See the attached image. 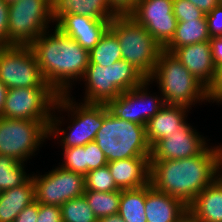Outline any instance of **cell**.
Returning a JSON list of instances; mask_svg holds the SVG:
<instances>
[{
	"label": "cell",
	"instance_id": "37",
	"mask_svg": "<svg viewBox=\"0 0 222 222\" xmlns=\"http://www.w3.org/2000/svg\"><path fill=\"white\" fill-rule=\"evenodd\" d=\"M8 8L5 0H0V41L8 46Z\"/></svg>",
	"mask_w": 222,
	"mask_h": 222
},
{
	"label": "cell",
	"instance_id": "2",
	"mask_svg": "<svg viewBox=\"0 0 222 222\" xmlns=\"http://www.w3.org/2000/svg\"><path fill=\"white\" fill-rule=\"evenodd\" d=\"M30 45L42 77L59 95L69 94L72 83L81 81L90 63L89 52L56 27ZM51 32V33H50Z\"/></svg>",
	"mask_w": 222,
	"mask_h": 222
},
{
	"label": "cell",
	"instance_id": "14",
	"mask_svg": "<svg viewBox=\"0 0 222 222\" xmlns=\"http://www.w3.org/2000/svg\"><path fill=\"white\" fill-rule=\"evenodd\" d=\"M150 84L152 83L145 79L134 89L121 93L108 104L109 110L120 119L145 126L165 105L161 94H150Z\"/></svg>",
	"mask_w": 222,
	"mask_h": 222
},
{
	"label": "cell",
	"instance_id": "24",
	"mask_svg": "<svg viewBox=\"0 0 222 222\" xmlns=\"http://www.w3.org/2000/svg\"><path fill=\"white\" fill-rule=\"evenodd\" d=\"M210 38L206 19L178 22L175 35L164 50L172 53L176 48L210 41Z\"/></svg>",
	"mask_w": 222,
	"mask_h": 222
},
{
	"label": "cell",
	"instance_id": "42",
	"mask_svg": "<svg viewBox=\"0 0 222 222\" xmlns=\"http://www.w3.org/2000/svg\"><path fill=\"white\" fill-rule=\"evenodd\" d=\"M177 222H201L189 209L177 220Z\"/></svg>",
	"mask_w": 222,
	"mask_h": 222
},
{
	"label": "cell",
	"instance_id": "23",
	"mask_svg": "<svg viewBox=\"0 0 222 222\" xmlns=\"http://www.w3.org/2000/svg\"><path fill=\"white\" fill-rule=\"evenodd\" d=\"M34 201L32 177L18 187L0 192V222H14L18 214Z\"/></svg>",
	"mask_w": 222,
	"mask_h": 222
},
{
	"label": "cell",
	"instance_id": "41",
	"mask_svg": "<svg viewBox=\"0 0 222 222\" xmlns=\"http://www.w3.org/2000/svg\"><path fill=\"white\" fill-rule=\"evenodd\" d=\"M198 9H200L204 14L210 13L217 5H219V0H189Z\"/></svg>",
	"mask_w": 222,
	"mask_h": 222
},
{
	"label": "cell",
	"instance_id": "34",
	"mask_svg": "<svg viewBox=\"0 0 222 222\" xmlns=\"http://www.w3.org/2000/svg\"><path fill=\"white\" fill-rule=\"evenodd\" d=\"M36 222H62L61 207L38 203V216Z\"/></svg>",
	"mask_w": 222,
	"mask_h": 222
},
{
	"label": "cell",
	"instance_id": "18",
	"mask_svg": "<svg viewBox=\"0 0 222 222\" xmlns=\"http://www.w3.org/2000/svg\"><path fill=\"white\" fill-rule=\"evenodd\" d=\"M110 174L120 190L136 189L149 184L150 157H132L108 162Z\"/></svg>",
	"mask_w": 222,
	"mask_h": 222
},
{
	"label": "cell",
	"instance_id": "33",
	"mask_svg": "<svg viewBox=\"0 0 222 222\" xmlns=\"http://www.w3.org/2000/svg\"><path fill=\"white\" fill-rule=\"evenodd\" d=\"M86 152V174L94 169L106 166L107 158L95 141L85 145Z\"/></svg>",
	"mask_w": 222,
	"mask_h": 222
},
{
	"label": "cell",
	"instance_id": "6",
	"mask_svg": "<svg viewBox=\"0 0 222 222\" xmlns=\"http://www.w3.org/2000/svg\"><path fill=\"white\" fill-rule=\"evenodd\" d=\"M145 79L137 69L123 59L107 67L89 64L81 80L85 82L86 87L82 101L108 105L121 93L134 89Z\"/></svg>",
	"mask_w": 222,
	"mask_h": 222
},
{
	"label": "cell",
	"instance_id": "35",
	"mask_svg": "<svg viewBox=\"0 0 222 222\" xmlns=\"http://www.w3.org/2000/svg\"><path fill=\"white\" fill-rule=\"evenodd\" d=\"M210 37L222 35V5H217L210 13L205 14Z\"/></svg>",
	"mask_w": 222,
	"mask_h": 222
},
{
	"label": "cell",
	"instance_id": "13",
	"mask_svg": "<svg viewBox=\"0 0 222 222\" xmlns=\"http://www.w3.org/2000/svg\"><path fill=\"white\" fill-rule=\"evenodd\" d=\"M128 15L142 25L163 49L175 35L178 20L173 13V0H138Z\"/></svg>",
	"mask_w": 222,
	"mask_h": 222
},
{
	"label": "cell",
	"instance_id": "30",
	"mask_svg": "<svg viewBox=\"0 0 222 222\" xmlns=\"http://www.w3.org/2000/svg\"><path fill=\"white\" fill-rule=\"evenodd\" d=\"M108 165L89 171L85 175V191H119Z\"/></svg>",
	"mask_w": 222,
	"mask_h": 222
},
{
	"label": "cell",
	"instance_id": "15",
	"mask_svg": "<svg viewBox=\"0 0 222 222\" xmlns=\"http://www.w3.org/2000/svg\"><path fill=\"white\" fill-rule=\"evenodd\" d=\"M209 147L205 137L186 121L177 132L158 140L151 147L150 160L190 158L203 154Z\"/></svg>",
	"mask_w": 222,
	"mask_h": 222
},
{
	"label": "cell",
	"instance_id": "38",
	"mask_svg": "<svg viewBox=\"0 0 222 222\" xmlns=\"http://www.w3.org/2000/svg\"><path fill=\"white\" fill-rule=\"evenodd\" d=\"M37 216L38 202L35 200L18 214L14 222H36Z\"/></svg>",
	"mask_w": 222,
	"mask_h": 222
},
{
	"label": "cell",
	"instance_id": "17",
	"mask_svg": "<svg viewBox=\"0 0 222 222\" xmlns=\"http://www.w3.org/2000/svg\"><path fill=\"white\" fill-rule=\"evenodd\" d=\"M172 54L193 76L210 87L216 75L210 41L176 48Z\"/></svg>",
	"mask_w": 222,
	"mask_h": 222
},
{
	"label": "cell",
	"instance_id": "19",
	"mask_svg": "<svg viewBox=\"0 0 222 222\" xmlns=\"http://www.w3.org/2000/svg\"><path fill=\"white\" fill-rule=\"evenodd\" d=\"M144 207L147 222H177L188 209L180 199L157 191L150 183L145 186Z\"/></svg>",
	"mask_w": 222,
	"mask_h": 222
},
{
	"label": "cell",
	"instance_id": "28",
	"mask_svg": "<svg viewBox=\"0 0 222 222\" xmlns=\"http://www.w3.org/2000/svg\"><path fill=\"white\" fill-rule=\"evenodd\" d=\"M83 195L98 220L118 214L121 190L113 192L85 191Z\"/></svg>",
	"mask_w": 222,
	"mask_h": 222
},
{
	"label": "cell",
	"instance_id": "26",
	"mask_svg": "<svg viewBox=\"0 0 222 222\" xmlns=\"http://www.w3.org/2000/svg\"><path fill=\"white\" fill-rule=\"evenodd\" d=\"M89 58V64H97L103 67L110 66L123 59L119 39L110 29L105 32L99 43L89 52Z\"/></svg>",
	"mask_w": 222,
	"mask_h": 222
},
{
	"label": "cell",
	"instance_id": "36",
	"mask_svg": "<svg viewBox=\"0 0 222 222\" xmlns=\"http://www.w3.org/2000/svg\"><path fill=\"white\" fill-rule=\"evenodd\" d=\"M210 102L222 104V63L216 67V75L213 83L208 88Z\"/></svg>",
	"mask_w": 222,
	"mask_h": 222
},
{
	"label": "cell",
	"instance_id": "31",
	"mask_svg": "<svg viewBox=\"0 0 222 222\" xmlns=\"http://www.w3.org/2000/svg\"><path fill=\"white\" fill-rule=\"evenodd\" d=\"M63 149V162L59 165L68 171L86 175V152L85 146H75Z\"/></svg>",
	"mask_w": 222,
	"mask_h": 222
},
{
	"label": "cell",
	"instance_id": "4",
	"mask_svg": "<svg viewBox=\"0 0 222 222\" xmlns=\"http://www.w3.org/2000/svg\"><path fill=\"white\" fill-rule=\"evenodd\" d=\"M148 80L151 83L157 82L165 104L192 108L191 106L197 103H210L208 88L172 53L164 49L160 52L156 67Z\"/></svg>",
	"mask_w": 222,
	"mask_h": 222
},
{
	"label": "cell",
	"instance_id": "45",
	"mask_svg": "<svg viewBox=\"0 0 222 222\" xmlns=\"http://www.w3.org/2000/svg\"><path fill=\"white\" fill-rule=\"evenodd\" d=\"M6 47L7 45L4 42L0 41V54L6 49Z\"/></svg>",
	"mask_w": 222,
	"mask_h": 222
},
{
	"label": "cell",
	"instance_id": "21",
	"mask_svg": "<svg viewBox=\"0 0 222 222\" xmlns=\"http://www.w3.org/2000/svg\"><path fill=\"white\" fill-rule=\"evenodd\" d=\"M51 3L54 22L64 14L85 15L110 21L117 15L107 0H51Z\"/></svg>",
	"mask_w": 222,
	"mask_h": 222
},
{
	"label": "cell",
	"instance_id": "9",
	"mask_svg": "<svg viewBox=\"0 0 222 222\" xmlns=\"http://www.w3.org/2000/svg\"><path fill=\"white\" fill-rule=\"evenodd\" d=\"M50 121L0 116V155L25 163L49 139Z\"/></svg>",
	"mask_w": 222,
	"mask_h": 222
},
{
	"label": "cell",
	"instance_id": "1",
	"mask_svg": "<svg viewBox=\"0 0 222 222\" xmlns=\"http://www.w3.org/2000/svg\"><path fill=\"white\" fill-rule=\"evenodd\" d=\"M222 175L221 145L200 155L176 160H150L149 183L157 191L189 206L196 196Z\"/></svg>",
	"mask_w": 222,
	"mask_h": 222
},
{
	"label": "cell",
	"instance_id": "40",
	"mask_svg": "<svg viewBox=\"0 0 222 222\" xmlns=\"http://www.w3.org/2000/svg\"><path fill=\"white\" fill-rule=\"evenodd\" d=\"M211 50L214 65L217 67L222 63V35L218 37H211Z\"/></svg>",
	"mask_w": 222,
	"mask_h": 222
},
{
	"label": "cell",
	"instance_id": "5",
	"mask_svg": "<svg viewBox=\"0 0 222 222\" xmlns=\"http://www.w3.org/2000/svg\"><path fill=\"white\" fill-rule=\"evenodd\" d=\"M94 141L112 162L132 157H150L145 126L116 117L103 104V124Z\"/></svg>",
	"mask_w": 222,
	"mask_h": 222
},
{
	"label": "cell",
	"instance_id": "16",
	"mask_svg": "<svg viewBox=\"0 0 222 222\" xmlns=\"http://www.w3.org/2000/svg\"><path fill=\"white\" fill-rule=\"evenodd\" d=\"M55 27L73 38L82 48L90 52L109 29L110 20H100L85 15L64 14Z\"/></svg>",
	"mask_w": 222,
	"mask_h": 222
},
{
	"label": "cell",
	"instance_id": "20",
	"mask_svg": "<svg viewBox=\"0 0 222 222\" xmlns=\"http://www.w3.org/2000/svg\"><path fill=\"white\" fill-rule=\"evenodd\" d=\"M190 109L184 105L165 104L145 125L149 145L152 147L158 140L177 132L186 122Z\"/></svg>",
	"mask_w": 222,
	"mask_h": 222
},
{
	"label": "cell",
	"instance_id": "43",
	"mask_svg": "<svg viewBox=\"0 0 222 222\" xmlns=\"http://www.w3.org/2000/svg\"><path fill=\"white\" fill-rule=\"evenodd\" d=\"M8 88L0 81V115L3 112Z\"/></svg>",
	"mask_w": 222,
	"mask_h": 222
},
{
	"label": "cell",
	"instance_id": "11",
	"mask_svg": "<svg viewBox=\"0 0 222 222\" xmlns=\"http://www.w3.org/2000/svg\"><path fill=\"white\" fill-rule=\"evenodd\" d=\"M59 94L53 88L8 89L0 116L11 119L51 121Z\"/></svg>",
	"mask_w": 222,
	"mask_h": 222
},
{
	"label": "cell",
	"instance_id": "27",
	"mask_svg": "<svg viewBox=\"0 0 222 222\" xmlns=\"http://www.w3.org/2000/svg\"><path fill=\"white\" fill-rule=\"evenodd\" d=\"M25 166L12 157L0 155V192L18 187L31 177Z\"/></svg>",
	"mask_w": 222,
	"mask_h": 222
},
{
	"label": "cell",
	"instance_id": "39",
	"mask_svg": "<svg viewBox=\"0 0 222 222\" xmlns=\"http://www.w3.org/2000/svg\"><path fill=\"white\" fill-rule=\"evenodd\" d=\"M117 14H128L138 0H107Z\"/></svg>",
	"mask_w": 222,
	"mask_h": 222
},
{
	"label": "cell",
	"instance_id": "22",
	"mask_svg": "<svg viewBox=\"0 0 222 222\" xmlns=\"http://www.w3.org/2000/svg\"><path fill=\"white\" fill-rule=\"evenodd\" d=\"M188 209L201 222H222V175L201 191Z\"/></svg>",
	"mask_w": 222,
	"mask_h": 222
},
{
	"label": "cell",
	"instance_id": "44",
	"mask_svg": "<svg viewBox=\"0 0 222 222\" xmlns=\"http://www.w3.org/2000/svg\"><path fill=\"white\" fill-rule=\"evenodd\" d=\"M98 222H125L124 219L119 215H110L98 220Z\"/></svg>",
	"mask_w": 222,
	"mask_h": 222
},
{
	"label": "cell",
	"instance_id": "32",
	"mask_svg": "<svg viewBox=\"0 0 222 222\" xmlns=\"http://www.w3.org/2000/svg\"><path fill=\"white\" fill-rule=\"evenodd\" d=\"M173 13L178 22L191 19H206L205 14L189 0H173Z\"/></svg>",
	"mask_w": 222,
	"mask_h": 222
},
{
	"label": "cell",
	"instance_id": "10",
	"mask_svg": "<svg viewBox=\"0 0 222 222\" xmlns=\"http://www.w3.org/2000/svg\"><path fill=\"white\" fill-rule=\"evenodd\" d=\"M0 81L8 88H52L30 46H7L0 54Z\"/></svg>",
	"mask_w": 222,
	"mask_h": 222
},
{
	"label": "cell",
	"instance_id": "25",
	"mask_svg": "<svg viewBox=\"0 0 222 222\" xmlns=\"http://www.w3.org/2000/svg\"><path fill=\"white\" fill-rule=\"evenodd\" d=\"M144 206L145 186L121 190L118 214L125 222H147Z\"/></svg>",
	"mask_w": 222,
	"mask_h": 222
},
{
	"label": "cell",
	"instance_id": "8",
	"mask_svg": "<svg viewBox=\"0 0 222 222\" xmlns=\"http://www.w3.org/2000/svg\"><path fill=\"white\" fill-rule=\"evenodd\" d=\"M8 15V46H30L54 23L51 0L12 2Z\"/></svg>",
	"mask_w": 222,
	"mask_h": 222
},
{
	"label": "cell",
	"instance_id": "46",
	"mask_svg": "<svg viewBox=\"0 0 222 222\" xmlns=\"http://www.w3.org/2000/svg\"><path fill=\"white\" fill-rule=\"evenodd\" d=\"M8 4L12 3V2H15V1H18V0H5Z\"/></svg>",
	"mask_w": 222,
	"mask_h": 222
},
{
	"label": "cell",
	"instance_id": "7",
	"mask_svg": "<svg viewBox=\"0 0 222 222\" xmlns=\"http://www.w3.org/2000/svg\"><path fill=\"white\" fill-rule=\"evenodd\" d=\"M109 29L119 39L123 60L148 79L163 48L128 14H117L110 21Z\"/></svg>",
	"mask_w": 222,
	"mask_h": 222
},
{
	"label": "cell",
	"instance_id": "3",
	"mask_svg": "<svg viewBox=\"0 0 222 222\" xmlns=\"http://www.w3.org/2000/svg\"><path fill=\"white\" fill-rule=\"evenodd\" d=\"M71 96V93L58 96L49 126V137L60 138L61 148L85 146L87 143L94 141L98 130L103 124V104L84 102L78 104V102L74 101V97L72 96L71 98ZM55 110L57 115H55ZM61 111L67 112L68 117L71 119V122L68 123L72 124H68L66 130L61 129V126H63L61 124H65L63 115L62 117L59 116L60 118L57 117L58 112L60 113Z\"/></svg>",
	"mask_w": 222,
	"mask_h": 222
},
{
	"label": "cell",
	"instance_id": "29",
	"mask_svg": "<svg viewBox=\"0 0 222 222\" xmlns=\"http://www.w3.org/2000/svg\"><path fill=\"white\" fill-rule=\"evenodd\" d=\"M61 212L62 222H98L84 195L65 202Z\"/></svg>",
	"mask_w": 222,
	"mask_h": 222
},
{
	"label": "cell",
	"instance_id": "12",
	"mask_svg": "<svg viewBox=\"0 0 222 222\" xmlns=\"http://www.w3.org/2000/svg\"><path fill=\"white\" fill-rule=\"evenodd\" d=\"M35 200L41 204L62 206L68 200L83 196L85 176L60 166L43 175H32Z\"/></svg>",
	"mask_w": 222,
	"mask_h": 222
}]
</instances>
